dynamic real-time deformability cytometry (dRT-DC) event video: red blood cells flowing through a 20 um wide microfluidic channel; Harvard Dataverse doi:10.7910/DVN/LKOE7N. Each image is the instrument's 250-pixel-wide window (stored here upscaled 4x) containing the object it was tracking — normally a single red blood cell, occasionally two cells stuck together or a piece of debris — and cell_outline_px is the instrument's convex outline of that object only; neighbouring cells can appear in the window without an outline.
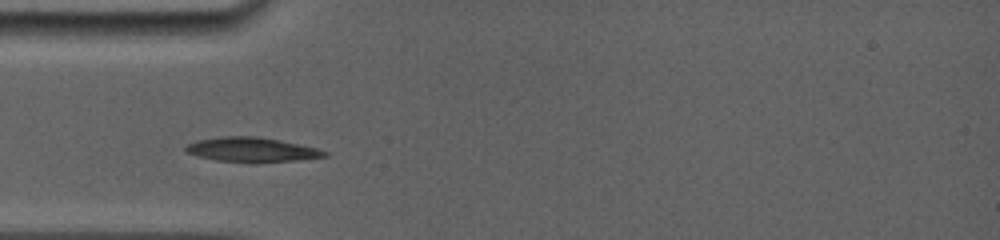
{"species": "common noctule bat (a hibernating species)", "species_latin": "Nyctalus noctula", "temperature_condition": "room temperature", "stored_images_in_passage": 2, "camera_frame_rate_fps": 5000, "um_per_image_px": 0.085, "animal": {"sex": "female", "body_mass_g": 19.0, "forearm_length_mm": 56.7}, "frame": {"image": 1, "passage_image": 1, "time_ms": 0.0, "image_size_px": [1000, 240], "cell_outline_px": [[328, 156], [300, 160], [216, 160], [200, 156], [188, 152], [184, 148], [188, 144], [196, 140], [220, 136], [256, 136], [280, 140], [316, 148], [328, 152]], "centroid_in_image_um": [21.4, 12.67], "position_along_channel_um": 63.6, "area_um2": 18.9}}
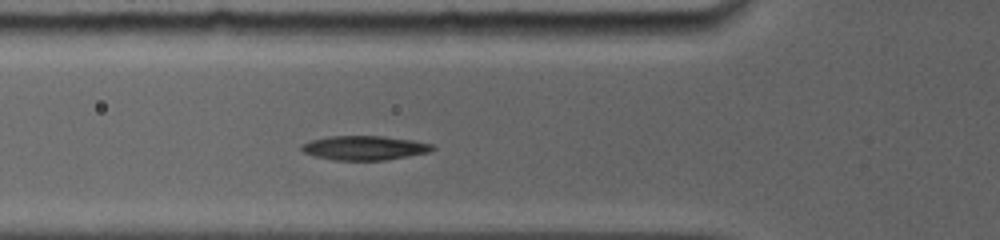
{"frame": {"image": 2, "passage_image": 2, "time_ms": 0.8, "image_size_px": [1000, 240], "cell_outline_px": [[436, 148], [428, 152], [408, 156], [384, 160], [332, 160], [316, 156], [304, 152], [300, 148], [300, 144], [312, 140], [328, 136], [384, 136], [412, 140], [432, 144]], "centroid_in_image_um": [30.96, 12.56], "position_along_channel_um": 94.8, "area_um2": 18.44}}